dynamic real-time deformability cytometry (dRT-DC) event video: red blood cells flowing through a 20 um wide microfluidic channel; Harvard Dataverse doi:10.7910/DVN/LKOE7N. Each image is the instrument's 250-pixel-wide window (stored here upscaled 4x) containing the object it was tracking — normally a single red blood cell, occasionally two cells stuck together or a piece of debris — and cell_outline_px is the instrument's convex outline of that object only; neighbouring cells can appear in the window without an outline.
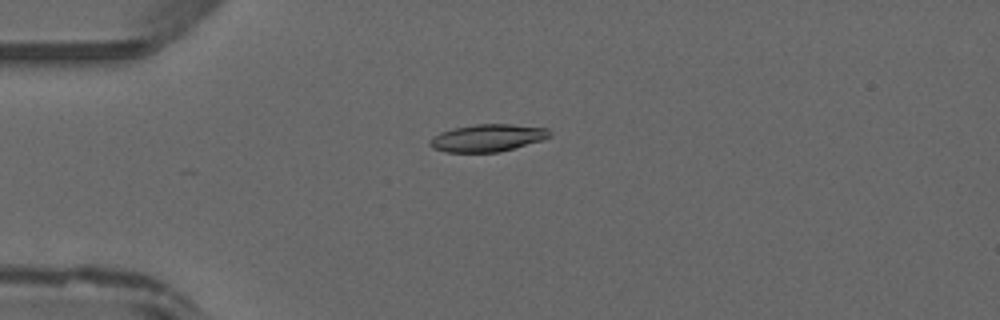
{"species": "common noctule bat (a hibernating species)", "species_latin": "Nyctalus noctula", "temperature_condition": "warm", "stored_images_in_passage": 32, "camera_frame_rate_fps": 3000, "um_per_image_px": 0.085, "animal": {"sex": "male", "forearm_length_mm": 52.5}, "frame": {"image": 1, "passage_image": 2, "time_ms": 0.333, "image_size_px": [1000, 320], "cell_outline_px": [[552, 136], [540, 140], [500, 152], [444, 152], [432, 148], [428, 144], [428, 140], [440, 132], [452, 128], [476, 124], [508, 124], [548, 128]], "centroid_in_image_um": [41.39, 11.72], "position_along_channel_um": 43.6, "area_um2": 19.07}}
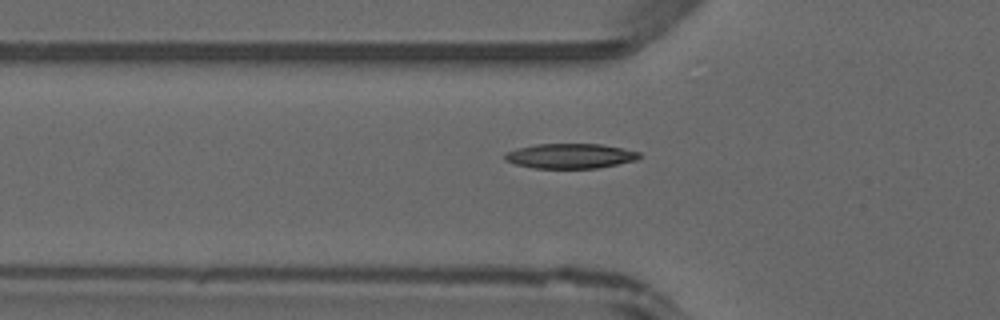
{"frame": {"image": 2, "passage_image": 6, "time_ms": 1.667, "image_size_px": [1000, 320], "cell_outline_px": [[640, 156], [636, 160], [596, 168], [532, 168], [516, 164], [504, 160], [504, 152], [536, 144], [600, 144], [640, 152]], "centroid_in_image_um": [48.43, 13.26], "position_along_channel_um": 77.4, "area_um2": 19.31}}
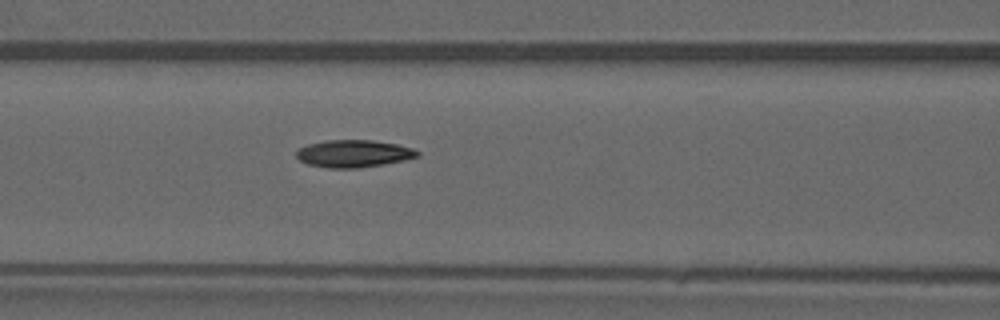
{"frame": {"image": 3, "passage_image": 10, "time_ms": 3.0, "image_size_px": [1000, 320], "cell_outline_px": [[420, 156], [404, 160], [384, 164], [356, 168], [328, 168], [308, 164], [300, 160], [296, 156], [296, 148], [308, 144], [324, 140], [372, 140], [396, 144], [412, 148], [420, 152]], "centroid_in_image_um": [30.04, 13.05], "position_along_channel_um": 136.6, "area_um2": 19.36}}